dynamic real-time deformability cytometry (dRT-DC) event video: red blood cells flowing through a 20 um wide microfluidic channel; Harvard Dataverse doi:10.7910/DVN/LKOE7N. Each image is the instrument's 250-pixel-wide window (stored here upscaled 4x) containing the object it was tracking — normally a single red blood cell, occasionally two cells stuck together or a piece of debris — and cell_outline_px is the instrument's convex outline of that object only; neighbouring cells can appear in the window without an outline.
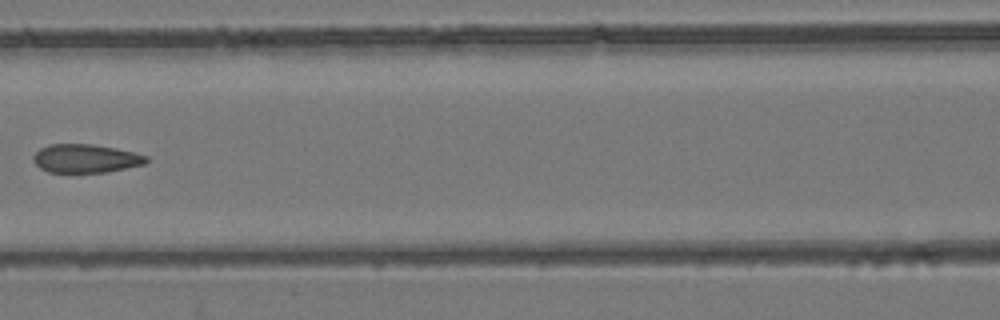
{"species": "common noctule bat (a hibernating species)", "species_latin": "Nyctalus noctula", "temperature_condition": "room temperature", "stored_images_in_passage": 8, "camera_frame_rate_fps": 3000, "um_per_image_px": 0.085, "animal": {"sex": "female", "body_mass_g": 24.6, "forearm_length_mm": 56.2}, "frame": {"image": 1, "passage_image": 7, "time_ms": 7.0, "image_size_px": [1000, 320], "cell_outline_px": [[148, 160], [144, 164], [104, 172], [48, 172], [40, 168], [32, 160], [32, 156], [40, 148], [48, 144], [92, 144], [116, 148], [148, 156]], "centroid_in_image_um": [7.24, 13.46], "position_along_channel_um": 159.4, "area_um2": 18.67}}
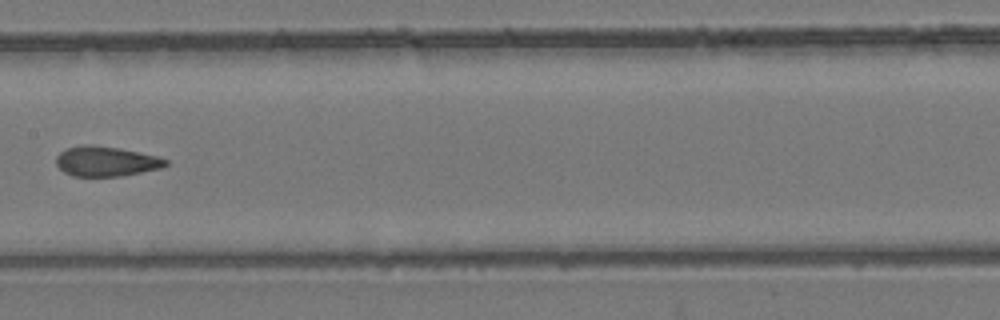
{"frame": {"image": 2, "passage_image": 8, "time_ms": 8.0, "image_size_px": [1000, 320], "cell_outline_px": [[168, 164], [160, 168], [120, 176], [72, 176], [64, 172], [56, 164], [56, 156], [60, 152], [68, 148], [80, 144], [92, 144], [120, 148], [156, 156], [168, 160]], "centroid_in_image_um": [8.98, 13.7], "position_along_channel_um": 198.4, "area_um2": 19.07}}